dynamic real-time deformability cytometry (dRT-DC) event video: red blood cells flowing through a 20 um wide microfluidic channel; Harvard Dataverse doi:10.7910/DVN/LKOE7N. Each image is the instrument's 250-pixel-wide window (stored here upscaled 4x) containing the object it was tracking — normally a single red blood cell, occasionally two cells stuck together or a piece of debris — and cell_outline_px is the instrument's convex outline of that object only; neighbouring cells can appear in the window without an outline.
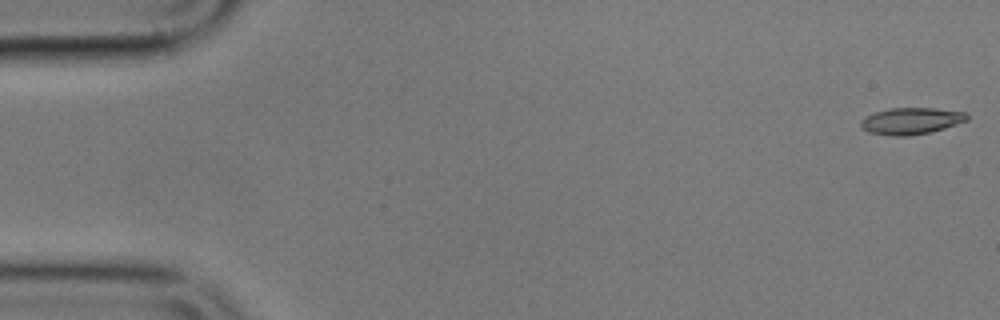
{"species": "common noctule bat (a hibernating species)", "species_latin": "Nyctalus noctula", "temperature_condition": "cold", "stored_images_in_passage": 22, "camera_frame_rate_fps": 3000, "um_per_image_px": 0.085, "animal": {"sex": "male", "body_mass_g": 17.9}, "frame": {"image": 1, "passage_image": 1, "time_ms": 0.0, "image_size_px": [1000, 320], "cell_outline_px": [[968, 120], [944, 128], [928, 132], [908, 136], [892, 136], [868, 132], [860, 128], [860, 120], [876, 112], [888, 108], [936, 108], [964, 112], [968, 116]], "centroid_in_image_um": [77.41, 10.28], "position_along_channel_um": 7.6, "area_um2": 16.42}}
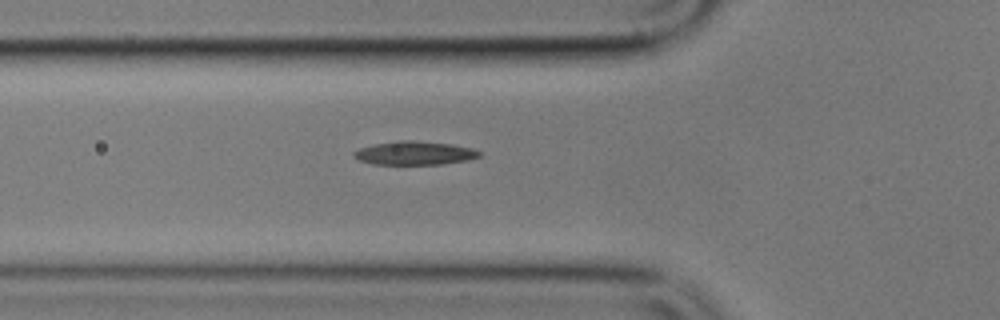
{"frame": {"image": 2, "passage_image": 19, "time_ms": 6.0, "image_size_px": [1000, 320], "cell_outline_px": [[480, 156], [468, 160], [440, 164], [372, 164], [360, 160], [352, 156], [352, 152], [360, 148], [376, 144], [400, 140], [412, 140], [452, 144], [472, 148], [480, 152]], "centroid_in_image_um": [35.23, 13.01], "position_along_channel_um": 90.6, "area_um2": 17.11}}
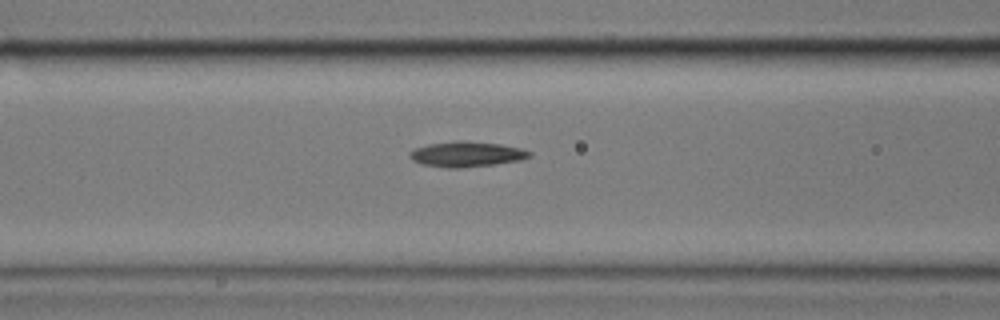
{"frame": {"image": 3, "passage_image": 22, "time_ms": 7.0, "image_size_px": [1000, 320], "cell_outline_px": [[532, 156], [520, 160], [496, 164], [460, 168], [448, 168], [420, 164], [412, 160], [408, 156], [408, 152], [416, 148], [428, 144], [456, 140], [464, 140], [500, 144], [520, 148], [532, 152]], "centroid_in_image_um": [39.64, 13.1], "position_along_channel_um": 127.0, "area_um2": 17.86}}